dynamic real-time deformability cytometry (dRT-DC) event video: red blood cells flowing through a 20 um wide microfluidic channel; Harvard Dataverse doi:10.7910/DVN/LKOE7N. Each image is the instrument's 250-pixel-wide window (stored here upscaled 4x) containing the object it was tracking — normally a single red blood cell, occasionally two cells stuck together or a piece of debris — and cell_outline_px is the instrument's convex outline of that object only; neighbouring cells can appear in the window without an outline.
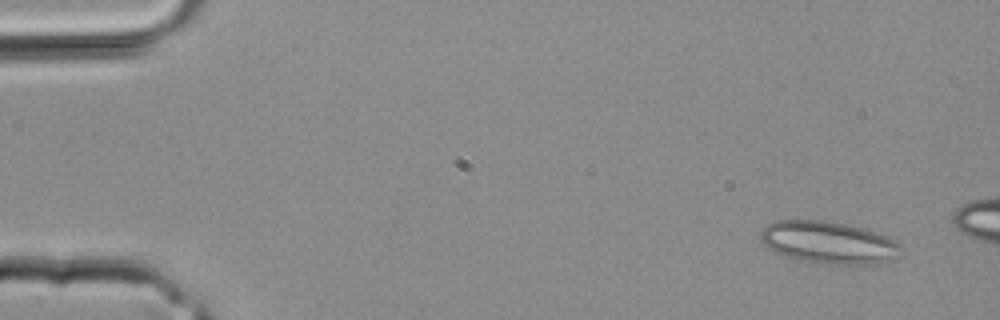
{"species": "common noctule bat (a hibernating species)", "species_latin": "Nyctalus noctula", "temperature_condition": "room temperature", "stored_images_in_passage": 7, "camera_frame_rate_fps": 3000, "um_per_image_px": 0.085, "animal": {"sex": "male", "body_mass_g": 20.4}, "frame": {"image": 1, "passage_image": 1, "time_ms": 0.0, "image_size_px": [1000, 320], "cell_outline_px": [[904, 248], [896, 256], [888, 260], [876, 264], [832, 264], [800, 260], [776, 252], [768, 248], [760, 240], [760, 232], [768, 224], [776, 220], [824, 220], [848, 224], [876, 232], [900, 244]], "centroid_in_image_um": [70.41, 20.6], "position_along_channel_um": 14.6, "area_um2": 34.33}}
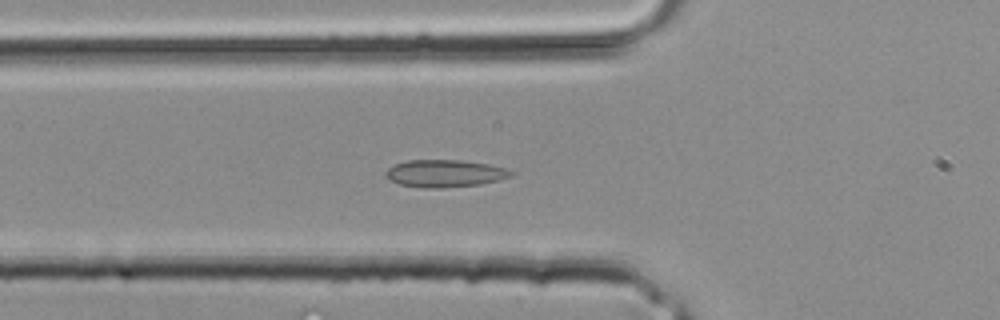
{"frame": {"image": 2, "passage_image": 4, "time_ms": 1.0, "image_size_px": [1000, 320], "cell_outline_px": [[516, 172], [512, 176], [480, 184], [440, 188], [424, 188], [400, 184], [384, 176], [384, 172], [388, 168], [396, 164], [408, 160], [460, 160], [488, 164], [504, 168]], "centroid_in_image_um": [37.8, 14.74], "position_along_channel_um": 88.0, "area_um2": 19.83}}
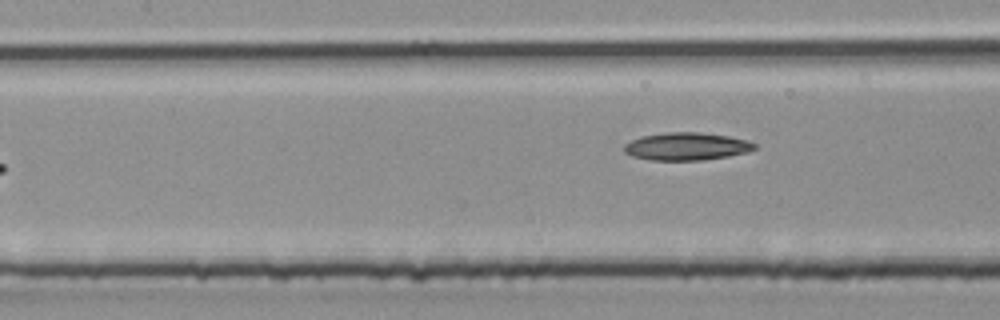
{"frame": {"image": 3, "passage_image": 7, "time_ms": 2.0, "image_size_px": [1000, 320], "cell_outline_px": [[756, 148], [748, 152], [728, 156], [704, 160], [648, 160], [632, 156], [624, 152], [624, 144], [640, 136], [664, 132], [700, 132], [728, 136], [748, 140], [756, 144]], "centroid_in_image_um": [58.35, 12.44], "position_along_channel_um": 149.1, "area_um2": 21.21}}